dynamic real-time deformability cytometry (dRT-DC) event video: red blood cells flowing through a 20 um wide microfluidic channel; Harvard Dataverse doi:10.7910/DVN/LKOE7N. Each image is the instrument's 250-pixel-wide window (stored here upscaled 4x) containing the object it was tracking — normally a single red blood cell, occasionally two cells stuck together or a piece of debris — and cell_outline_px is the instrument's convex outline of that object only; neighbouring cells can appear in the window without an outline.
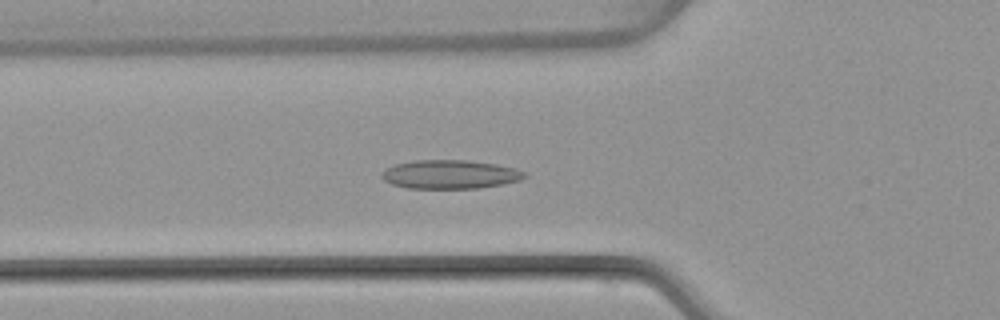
{"species": "common noctule bat (a hibernating species)", "species_latin": "Nyctalus noctula", "temperature_condition": "warm", "stored_images_in_passage": 52, "segment_of_instrument_passage": [1, 2], "camera_frame_rate_fps": 3000, "um_per_image_px": 0.085, "animal": {"sex": "female", "body_mass_g": 22.7, "forearm_length_mm": 54.2}, "frame": {"image": 1, "passage_image": 18, "time_ms": 5.667, "image_size_px": [1000, 320], "cell_outline_px": [[528, 176], [520, 180], [500, 184], [476, 188], [408, 188], [392, 184], [384, 180], [380, 176], [384, 168], [396, 164], [412, 160], [468, 160], [496, 164], [516, 168], [524, 172]], "centroid_in_image_um": [38.23, 14.81], "position_along_channel_um": 87.6, "area_um2": 23.93}}
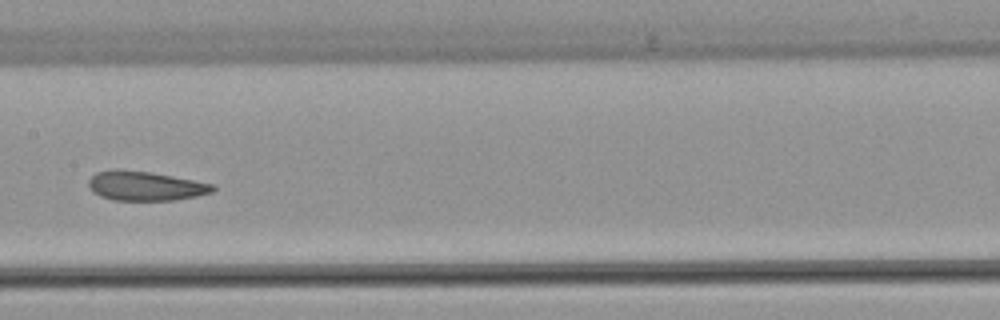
{"frame": {"image": 2, "passage_image": 26, "time_ms": 8.333, "image_size_px": [1000, 320], "cell_outline_px": [[216, 188], [212, 192], [196, 196], [176, 200], [112, 200], [100, 196], [92, 192], [88, 188], [88, 180], [96, 172], [112, 168], [116, 168], [152, 172], [216, 184]], "centroid_in_image_um": [12.33, 15.79], "position_along_channel_um": 195.1, "area_um2": 21.68}}
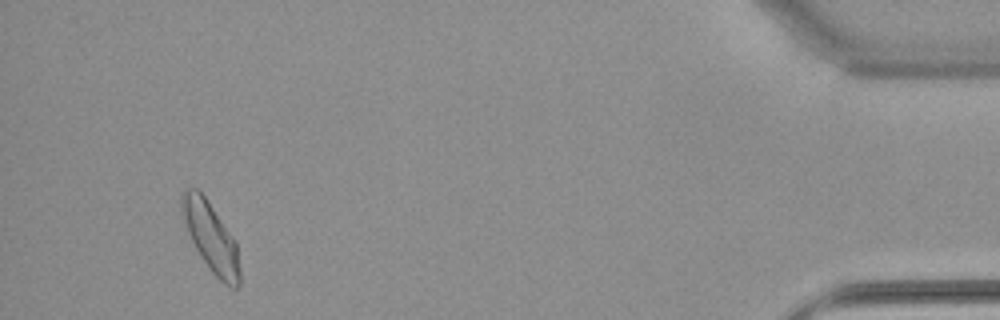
{"frame": {"image": 3, "passage_image": 48, "time_ms": 15.667, "image_size_px": [1000, 320], "cell_outline_px": [[240, 284], [236, 288], [232, 288], [224, 284], [212, 272], [200, 256], [180, 216], [180, 196], [184, 188], [196, 188], [204, 196], [236, 240], [240, 272]], "centroid_in_image_um": [17.9, 20.14], "position_along_channel_um": 417.3, "area_um2": 23.47}}